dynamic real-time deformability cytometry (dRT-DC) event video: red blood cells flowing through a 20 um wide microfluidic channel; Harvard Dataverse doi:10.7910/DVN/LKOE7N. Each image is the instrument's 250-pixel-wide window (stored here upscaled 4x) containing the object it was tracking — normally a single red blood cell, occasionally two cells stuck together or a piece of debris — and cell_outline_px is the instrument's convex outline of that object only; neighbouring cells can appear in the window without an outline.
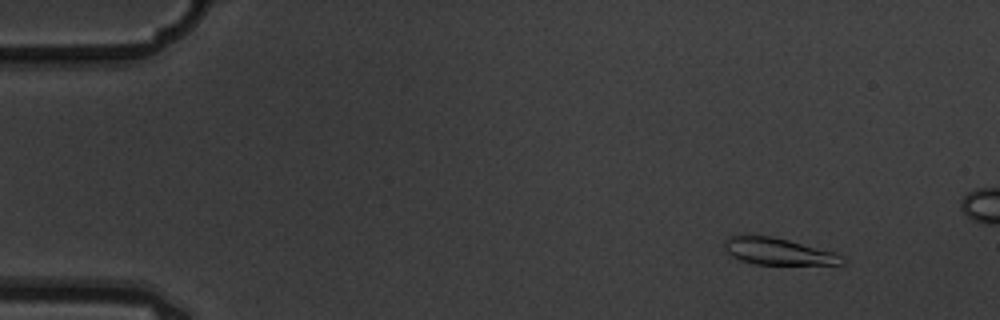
{"species": "common noctule bat (a hibernating species)", "species_latin": "Nyctalus noctula", "temperature_condition": "warm", "stored_images_in_passage": 5, "camera_frame_rate_fps": 3000, "um_per_image_px": 0.085, "animal": {"sex": "male", "body_mass_g": 19.5, "forearm_length_mm": 54.6}, "frame": {"image": 1, "passage_image": 2, "time_ms": 0.333, "image_size_px": [1000, 320], "cell_outline_px": [[848, 260], [844, 264], [756, 264], [740, 260], [732, 256], [724, 248], [724, 240], [728, 236], [772, 236], [788, 240], [832, 252], [844, 256]], "centroid_in_image_um": [66.14, 21.38], "position_along_channel_um": 18.9, "area_um2": 18.09}}